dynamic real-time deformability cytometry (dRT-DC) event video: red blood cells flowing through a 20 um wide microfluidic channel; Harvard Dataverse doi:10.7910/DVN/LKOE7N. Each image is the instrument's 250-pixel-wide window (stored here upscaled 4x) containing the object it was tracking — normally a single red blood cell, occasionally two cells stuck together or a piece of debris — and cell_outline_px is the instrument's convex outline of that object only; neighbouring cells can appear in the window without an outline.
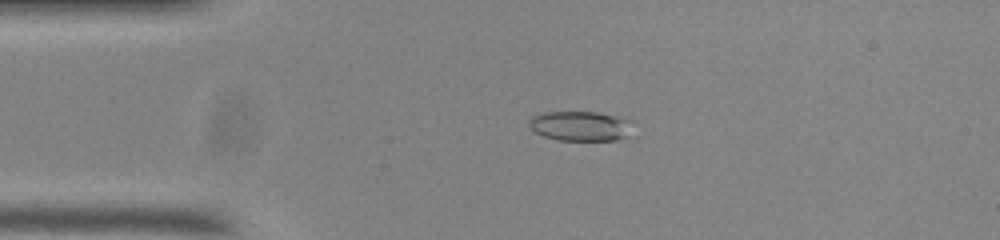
{"species": "common noctule bat (a hibernating species)", "species_latin": "Nyctalus noctula", "temperature_condition": "room temperature", "stored_images_in_passage": 48, "camera_frame_rate_fps": 3000, "um_per_image_px": 0.085, "animal": {"sex": "male", "body_mass_g": 20.0, "forearm_length_mm": 53.3}, "frame": {"image": 1, "passage_image": 5, "time_ms": 1.333, "image_size_px": [1000, 240], "cell_outline_px": [[636, 120], [628, 136], [616, 140], [556, 140], [544, 136], [536, 132], [528, 124], [528, 120], [532, 116], [544, 112], [596, 112]], "centroid_in_image_um": [49.39, 10.7], "position_along_channel_um": 35.6, "area_um2": 18.26}}
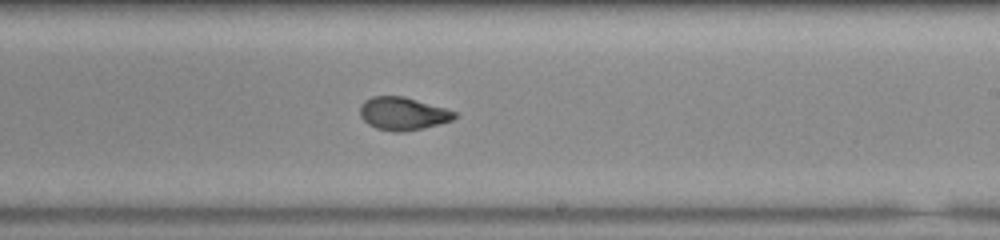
{"frame": {"image": 2, "passage_image": 25, "time_ms": 8.0, "image_size_px": [1000, 240], "cell_outline_px": [[456, 116], [452, 120], [424, 128], [400, 132], [396, 132], [376, 128], [368, 124], [360, 116], [360, 104], [364, 100], [372, 96], [404, 96], [444, 108], [456, 112]], "centroid_in_image_um": [34.2, 9.65], "position_along_channel_um": 254.8, "area_um2": 18.03}}
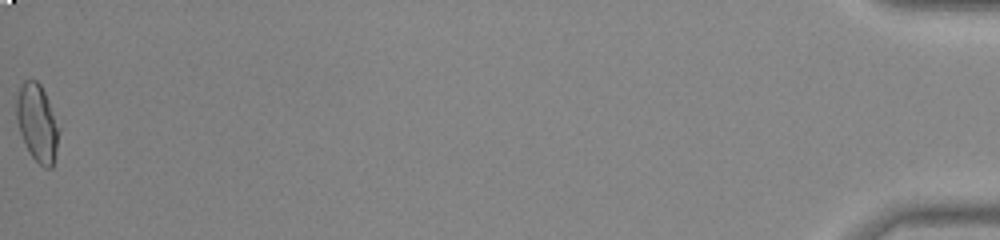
{"frame": {"image": 3, "passage_image": 48, "time_ms": 15.667, "image_size_px": [1000, 240], "cell_outline_px": [[60, 128], [52, 168], [44, 168], [28, 152], [20, 132], [16, 120], [16, 100], [20, 84], [24, 80], [36, 80], [40, 84], [48, 100]], "centroid_in_image_um": [3.15, 10.43], "position_along_channel_um": 432.1, "area_um2": 19.07}, "authors_computed_cell_mechanics": {"area_um2": 18.2648, "velocity_mm_per_s": 3.7351, "shape_relaxation_time_tau1_ms": null, "shape_relaxation_time_tau2_ms": 1.3385, "deformation_change_tau1": null, "deformation_change_tau2": 0.0594}}